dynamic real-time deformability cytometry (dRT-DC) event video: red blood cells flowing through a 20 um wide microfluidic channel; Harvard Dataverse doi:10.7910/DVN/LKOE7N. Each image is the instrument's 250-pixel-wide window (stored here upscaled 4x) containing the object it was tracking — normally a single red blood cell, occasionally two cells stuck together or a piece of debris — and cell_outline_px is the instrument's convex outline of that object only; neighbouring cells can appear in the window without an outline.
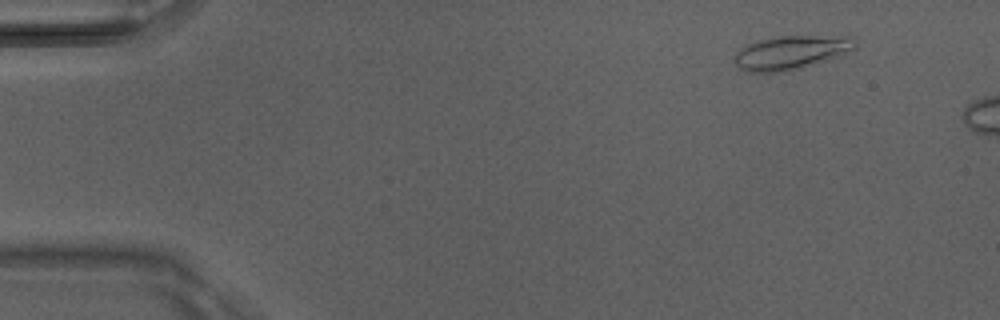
{"species": "Egyptian fruit bat (a non-hibernating species)", "species_latin": "Rousettus aegyptiacus", "temperature_condition": "room temperature", "stored_images_in_passage": 5, "camera_frame_rate_fps": 3000, "um_per_image_px": 0.085, "animal": {"sex": "male"}, "frame": {"image": 1, "passage_image": 1, "time_ms": 0.0, "image_size_px": [1000, 320], "cell_outline_px": [[856, 48], [852, 52], [800, 68], [776, 72], [748, 72], [740, 68], [732, 60], [732, 56], [740, 48], [748, 44], [772, 36], [856, 36]], "centroid_in_image_um": [67.26, 4.44], "position_along_channel_um": 17.7, "area_um2": 23.99}}